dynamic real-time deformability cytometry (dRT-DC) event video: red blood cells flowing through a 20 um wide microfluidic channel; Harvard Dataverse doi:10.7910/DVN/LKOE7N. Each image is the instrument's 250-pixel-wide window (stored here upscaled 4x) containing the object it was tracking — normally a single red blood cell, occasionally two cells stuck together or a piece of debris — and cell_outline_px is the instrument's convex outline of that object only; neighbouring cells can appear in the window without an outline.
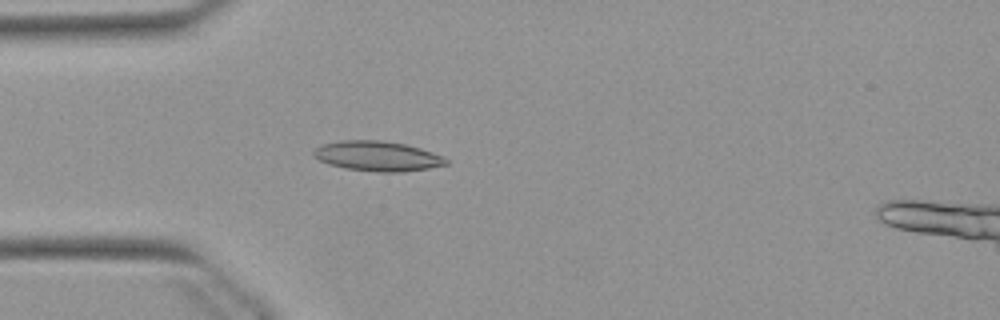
{"species": "Egyptian fruit bat (a non-hibernating species)", "species_latin": "Rousettus aegyptiacus", "temperature_condition": "warm", "stored_images_in_passage": 51, "camera_frame_rate_fps": 3000, "um_per_image_px": 0.085, "animal": {"sex": "female"}, "frame": {"image": 1, "passage_image": 14, "time_ms": 4.333, "image_size_px": [1000, 320], "cell_outline_px": [[448, 164], [428, 168], [400, 172], [380, 172], [344, 168], [328, 164], [320, 160], [312, 152], [312, 148], [320, 144], [340, 140], [380, 140], [404, 144], [420, 148], [444, 156], [448, 160]], "centroid_in_image_um": [32.05, 13.26], "position_along_channel_um": 52.9, "area_um2": 23.18}}
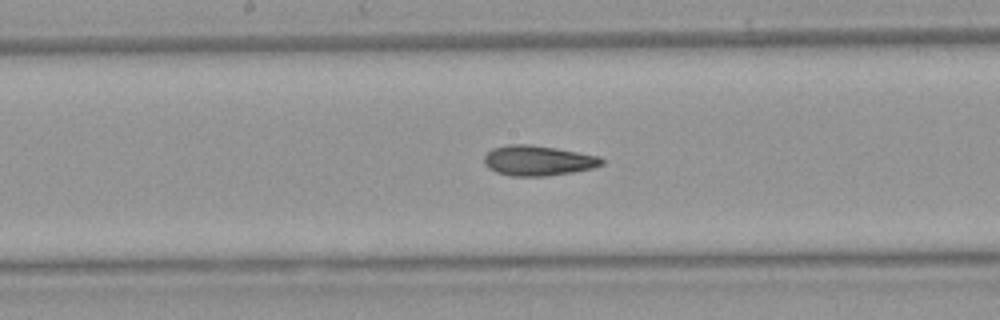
{"frame": {"image": 2, "passage_image": 26, "time_ms": 8.333, "image_size_px": [1000, 320], "cell_outline_px": [[604, 164], [592, 168], [572, 172], [544, 176], [512, 176], [496, 172], [488, 168], [484, 164], [484, 156], [492, 148], [508, 144], [532, 144], [556, 148], [600, 156], [604, 160]], "centroid_in_image_um": [45.72, 13.64], "position_along_channel_um": 202.5, "area_um2": 20.75}}
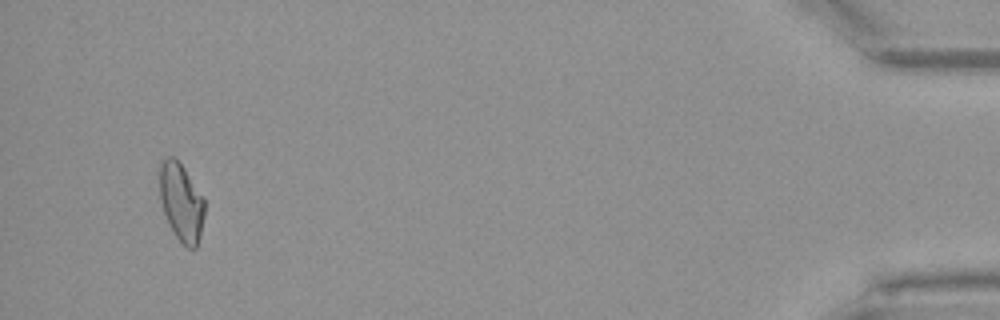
{"frame": {"image": 3, "passage_image": 49, "time_ms": 16.0, "image_size_px": [1000, 320], "cell_outline_px": [[204, 216], [200, 236], [196, 248], [188, 248], [176, 236], [164, 212], [160, 200], [160, 164], [168, 156], [176, 156], [184, 168], [204, 200]], "centroid_in_image_um": [15.41, 17.16], "position_along_channel_um": 419.8, "area_um2": 20.0}, "authors_computed_cell_mechanics": {"area_um2": 20.6346, "velocity_mm_per_s": 3.9024, "shape_relaxation_time_tau1_ms": null, "shape_relaxation_time_tau2_ms": 4.1643, "deformation_change_tau1": null, "deformation_change_tau2": 0.0975}}